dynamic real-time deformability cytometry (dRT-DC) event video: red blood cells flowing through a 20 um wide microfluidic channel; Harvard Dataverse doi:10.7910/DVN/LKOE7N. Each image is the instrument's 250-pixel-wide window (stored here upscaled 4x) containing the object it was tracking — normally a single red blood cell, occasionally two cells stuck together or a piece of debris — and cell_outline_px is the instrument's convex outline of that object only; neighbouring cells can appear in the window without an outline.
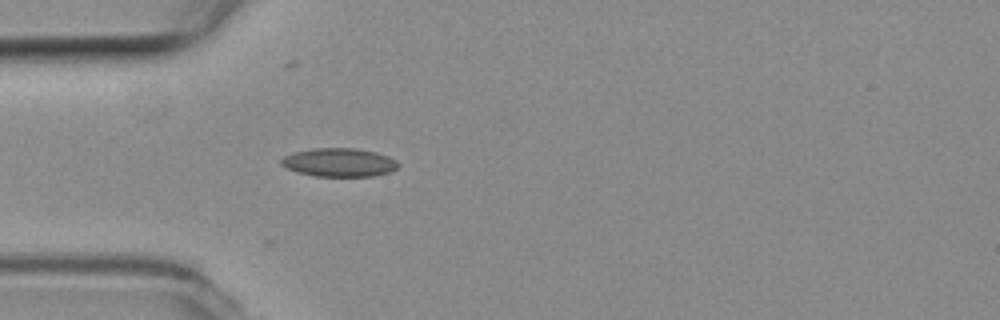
{"species": "common noctule bat (a hibernating species)", "species_latin": "Nyctalus noctula", "temperature_condition": "room temperature", "stored_images_in_passage": 16, "camera_frame_rate_fps": 3000, "um_per_image_px": 0.085, "animal": {"sex": "female", "body_mass_g": 19.3, "forearm_length_mm": 54.1}, "frame": {"image": 1, "passage_image": 1, "time_ms": 0.0, "image_size_px": [1000, 320], "cell_outline_px": [[400, 164], [396, 168], [388, 172], [372, 176], [316, 176], [300, 172], [288, 168], [280, 164], [280, 160], [284, 156], [296, 152], [312, 148], [356, 148], [376, 152], [388, 156], [396, 160]], "centroid_in_image_um": [28.85, 13.79], "position_along_channel_um": 56.2, "area_um2": 19.25}}
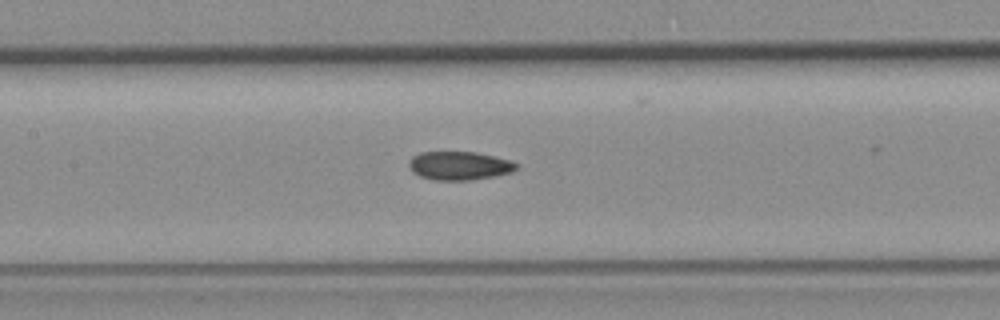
{"frame": {"image": 2, "passage_image": 10, "time_ms": 3.0, "image_size_px": [1000, 320], "cell_outline_px": [[520, 168], [512, 172], [496, 176], [468, 180], [432, 180], [420, 176], [412, 172], [408, 164], [408, 160], [412, 156], [420, 152], [476, 152], [512, 160], [520, 164]], "centroid_in_image_um": [39.08, 14.08], "position_along_channel_um": 168.3, "area_um2": 18.21}}
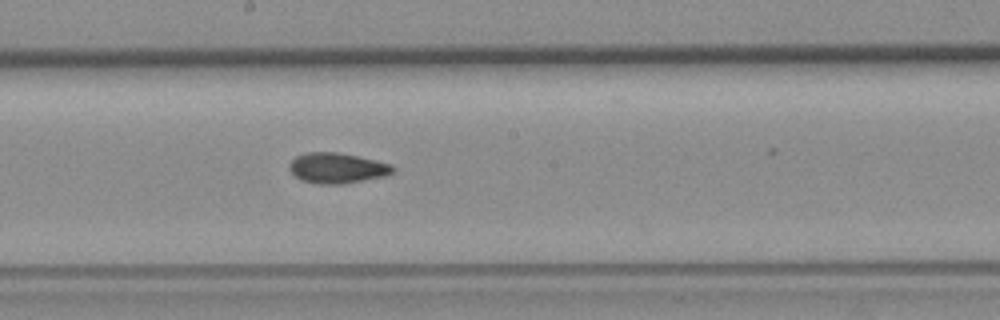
{"frame": {"image": 3, "passage_image": 14, "time_ms": 4.333, "image_size_px": [1000, 320], "cell_outline_px": [[396, 168], [392, 172], [384, 176], [344, 184], [320, 184], [300, 180], [288, 168], [288, 164], [296, 156], [308, 152], [336, 152], [376, 160], [392, 164]], "centroid_in_image_um": [28.65, 14.28], "position_along_channel_um": 219.6, "area_um2": 18.32}}